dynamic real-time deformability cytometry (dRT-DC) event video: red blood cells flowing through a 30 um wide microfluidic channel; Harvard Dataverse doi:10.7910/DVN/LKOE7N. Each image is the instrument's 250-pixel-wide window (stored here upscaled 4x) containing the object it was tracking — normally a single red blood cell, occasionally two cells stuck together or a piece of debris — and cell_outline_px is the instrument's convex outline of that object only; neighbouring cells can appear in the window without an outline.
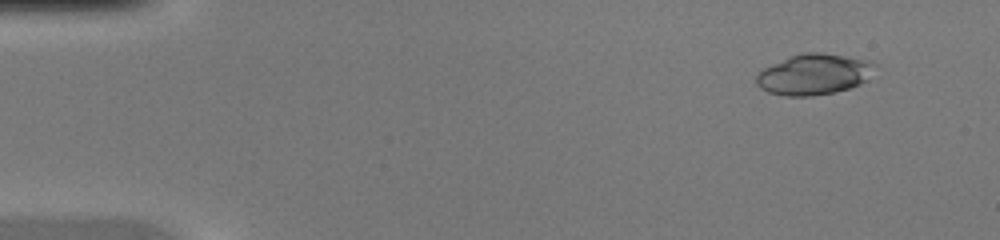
{"species": "common noctule bat (a hibernating species)", "species_latin": "Nyctalus noctula", "temperature_condition": "warm", "stored_images_in_passage": 45, "camera_frame_rate_fps": 3000, "um_per_image_px": 0.085, "animal": {"sex": "female", "body_mass_g": 20.0, "forearm_length_mm": 54.0}, "frame": {"image": 1, "passage_image": 4, "time_ms": 1.0, "image_size_px": [1000, 240], "cell_outline_px": [[876, 64], [868, 80], [860, 84], [848, 88], [832, 92], [812, 96], [784, 96], [768, 92], [760, 88], [756, 84], [756, 76], [764, 68], [788, 56], [800, 52], [820, 52], [868, 60]], "centroid_in_image_um": [69.16, 6.31], "position_along_channel_um": 15.8, "area_um2": 28.21}}
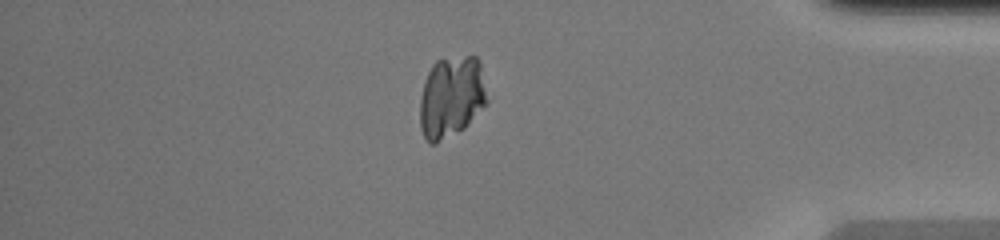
{"frame": {"image": 2, "passage_image": 39, "time_ms": 12.667, "image_size_px": [1000, 240], "cell_outline_px": [[488, 104], [464, 128], [436, 144], [428, 144], [420, 128], [420, 96], [424, 80], [432, 64], [436, 60], [468, 56], [476, 56], [480, 60], [488, 100]], "centroid_in_image_um": [38.37, 8.25], "position_along_channel_um": 396.8, "area_um2": 32.37}}
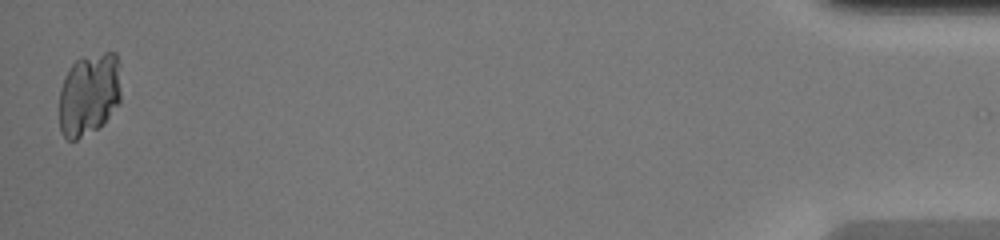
{"frame": {"image": 3, "passage_image": 45, "time_ms": 14.667, "image_size_px": [1000, 240], "cell_outline_px": [[120, 104], [96, 128], [76, 140], [68, 140], [60, 132], [60, 88], [64, 76], [68, 68], [80, 56], [104, 52], [116, 52], [120, 92]], "centroid_in_image_um": [7.54, 7.98], "position_along_channel_um": 427.7, "area_um2": 29.65}}